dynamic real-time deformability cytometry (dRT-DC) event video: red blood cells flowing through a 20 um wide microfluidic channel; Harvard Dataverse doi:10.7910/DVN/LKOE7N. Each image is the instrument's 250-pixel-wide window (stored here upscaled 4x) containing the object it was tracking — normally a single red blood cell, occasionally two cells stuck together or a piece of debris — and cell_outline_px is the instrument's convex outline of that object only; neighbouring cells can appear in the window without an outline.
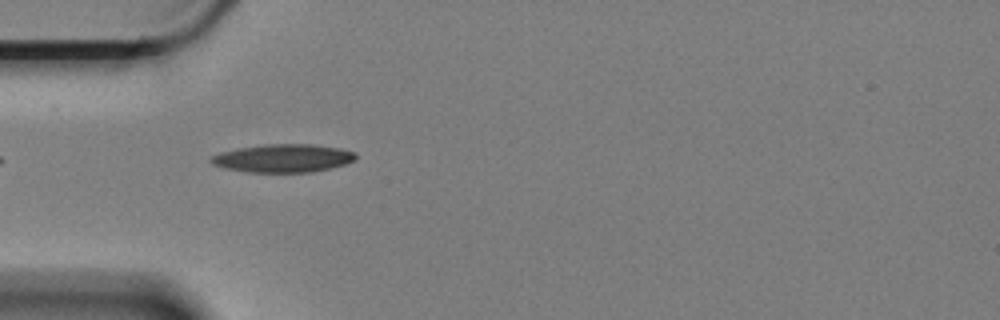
{"species": "Egyptian fruit bat (a non-hibernating species)", "species_latin": "Rousettus aegyptiacus", "temperature_condition": "cold", "stored_images_in_passage": 26, "camera_frame_rate_fps": 3000, "um_per_image_px": 0.085, "animal": {"sex": "female"}, "frame": {"image": 1, "passage_image": 1, "time_ms": 0.0, "image_size_px": [1000, 320], "cell_outline_px": [[356, 160], [344, 164], [312, 172], [248, 172], [224, 168], [212, 164], [208, 160], [212, 156], [220, 152], [240, 148], [268, 144], [312, 144], [340, 148], [356, 152]], "centroid_in_image_um": [24.06, 13.45], "position_along_channel_um": 60.9, "area_um2": 23.64}}
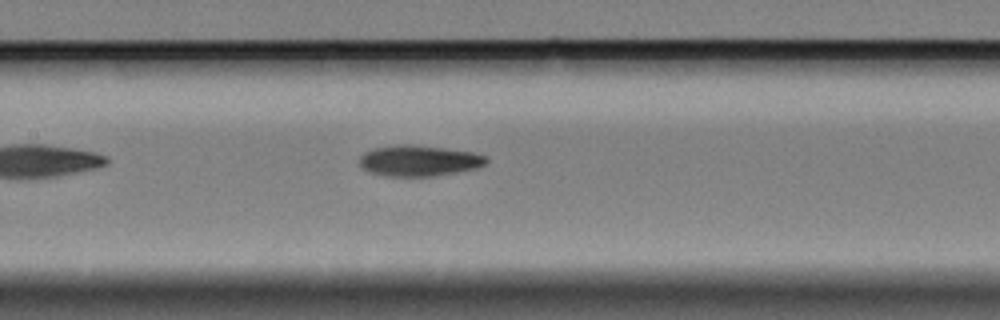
{"frame": {"image": 2, "passage_image": 11, "time_ms": 3.333, "image_size_px": [1000, 320], "cell_outline_px": [[488, 160], [484, 164], [476, 168], [456, 172], [432, 176], [388, 176], [372, 172], [364, 168], [360, 164], [360, 156], [364, 152], [372, 148], [400, 144], [412, 144], [444, 148], [472, 152], [484, 156]], "centroid_in_image_um": [35.59, 13.64], "position_along_channel_um": 171.8, "area_um2": 22.54}}
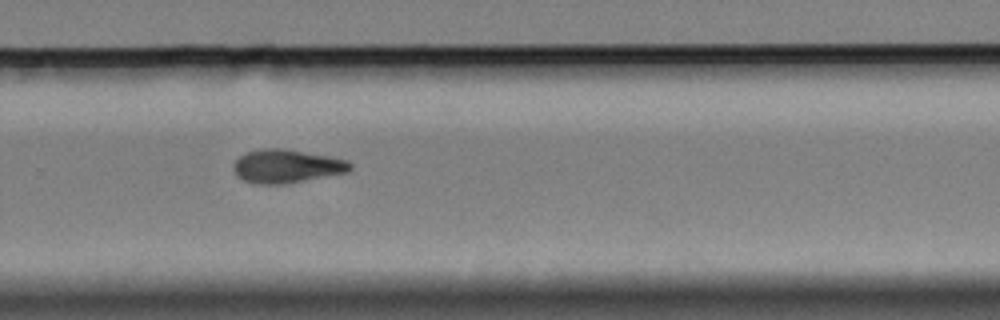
{"frame": {"image": 3, "passage_image": 23, "time_ms": 7.333, "image_size_px": [1000, 320], "cell_outline_px": [[352, 168], [348, 172], [288, 184], [256, 184], [244, 180], [236, 176], [232, 168], [232, 164], [240, 156], [248, 152], [264, 148], [280, 148], [328, 156], [348, 160], [352, 164]], "centroid_in_image_um": [24.35, 14.14], "position_along_channel_um": 305.4, "area_um2": 22.83}}